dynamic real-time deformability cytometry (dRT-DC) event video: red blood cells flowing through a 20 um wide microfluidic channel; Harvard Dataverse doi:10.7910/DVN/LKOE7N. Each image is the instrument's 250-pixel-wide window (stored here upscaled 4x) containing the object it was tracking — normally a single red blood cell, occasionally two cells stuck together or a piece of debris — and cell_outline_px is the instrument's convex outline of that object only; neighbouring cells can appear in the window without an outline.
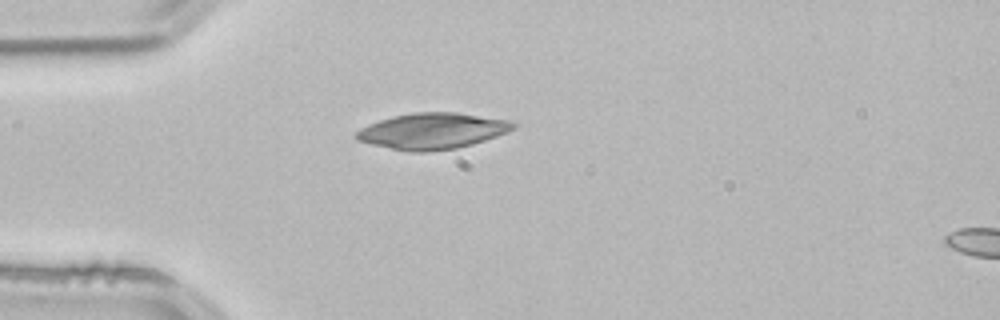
{"species": "common noctule bat (a hibernating species)", "species_latin": "Nyctalus noctula", "temperature_condition": "room temperature", "stored_images_in_passage": 40, "camera_frame_rate_fps": 3000, "um_per_image_px": 0.085, "animal": {"sex": "male", "body_mass_g": 21.5, "forearm_length_mm": 52.0}, "frame": {"image": 1, "passage_image": 1, "time_ms": 0.0, "image_size_px": [1000, 320], "cell_outline_px": [[516, 128], [508, 132], [472, 144], [456, 148], [424, 152], [408, 152], [372, 144], [356, 140], [356, 132], [360, 128], [368, 124], [392, 116], [412, 112], [456, 112], [508, 120], [516, 124]], "centroid_in_image_um": [36.74, 11.13], "position_along_channel_um": 48.3, "area_um2": 32.89}}
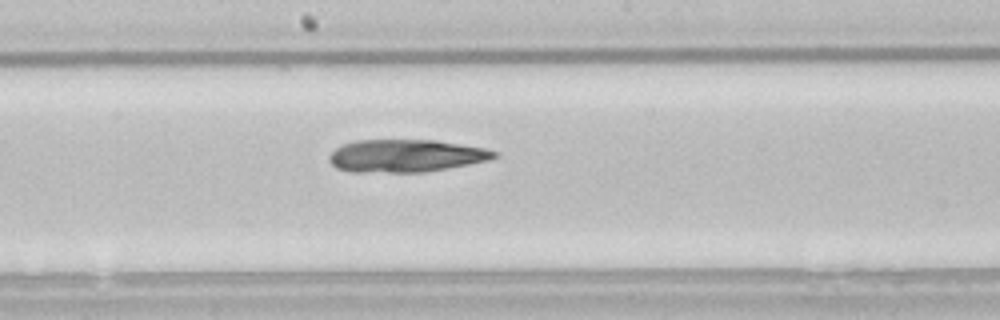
{"frame": {"image": 2, "passage_image": 15, "time_ms": 4.667, "image_size_px": [1000, 320], "cell_outline_px": [[500, 156], [488, 160], [448, 168], [424, 172], [348, 172], [336, 168], [328, 160], [328, 156], [340, 144], [356, 140], [436, 140], [484, 148], [496, 152]], "centroid_in_image_um": [34.44, 13.24], "position_along_channel_um": 213.8, "area_um2": 31.5}}
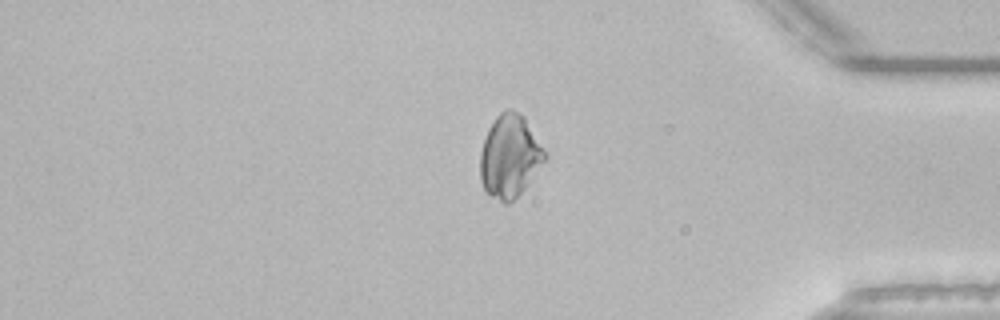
{"frame": {"image": 3, "passage_image": 31, "time_ms": 10.0, "image_size_px": [1000, 320], "cell_outline_px": [[548, 156], [528, 184], [508, 204], [504, 204], [492, 196], [484, 188], [480, 180], [480, 152], [488, 128], [496, 116], [504, 108], [512, 108], [524, 116], [544, 148]], "centroid_in_image_um": [43.33, 13.25], "position_along_channel_um": 391.9, "area_um2": 31.21}}